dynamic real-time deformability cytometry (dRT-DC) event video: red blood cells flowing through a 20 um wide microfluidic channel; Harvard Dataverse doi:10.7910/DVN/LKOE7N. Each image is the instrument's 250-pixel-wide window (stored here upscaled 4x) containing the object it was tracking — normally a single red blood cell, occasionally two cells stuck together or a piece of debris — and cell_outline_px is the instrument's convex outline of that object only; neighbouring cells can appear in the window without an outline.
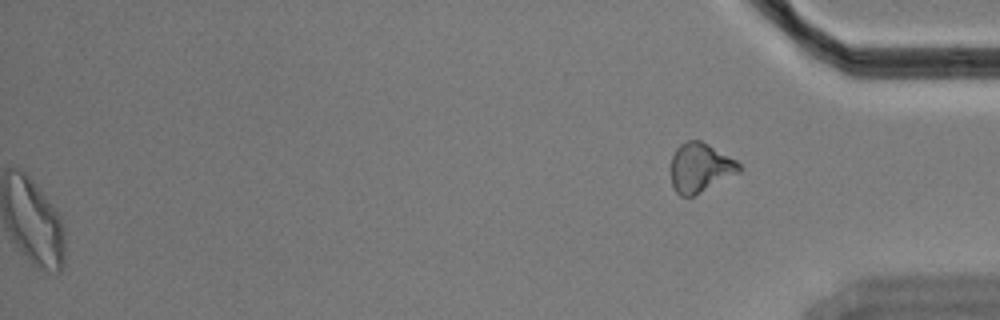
{"species": "Egyptian fruit bat (a non-hibernating species)", "species_latin": "Rousettus aegyptiacus", "temperature_condition": "cold", "stored_images_in_passage": 57, "segment_of_instrument_passage": [2, 2], "camera_frame_rate_fps": 3000, "um_per_image_px": 0.085, "animal": {"sex": "male"}, "frame": {"image": 1, "passage_image": 57, "time_ms": 18.667, "image_size_px": [1000, 320], "cell_outline_px": [[744, 168], [740, 172], [692, 196], [680, 196], [676, 192], [672, 184], [672, 156], [676, 148], [684, 140], [700, 140], [708, 144], [736, 160]], "centroid_in_image_um": [59.52, 14.23], "position_along_channel_um": 375.7, "area_um2": 19.42}}